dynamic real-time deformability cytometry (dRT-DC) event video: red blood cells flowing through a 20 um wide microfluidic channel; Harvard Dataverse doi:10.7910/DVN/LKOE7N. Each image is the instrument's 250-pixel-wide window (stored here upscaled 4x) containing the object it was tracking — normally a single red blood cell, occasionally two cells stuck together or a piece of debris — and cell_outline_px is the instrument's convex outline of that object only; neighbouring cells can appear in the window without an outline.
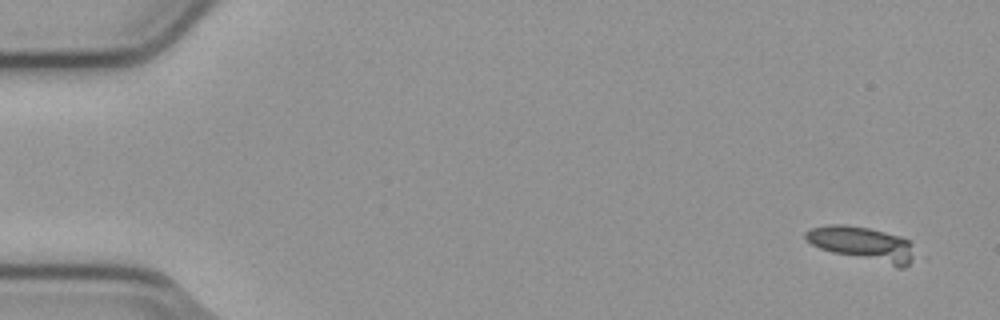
{"species": "common noctule bat (a hibernating species)", "species_latin": "Nyctalus noctula", "temperature_condition": "cold", "stored_images_in_passage": 13, "camera_frame_rate_fps": 3000, "um_per_image_px": 0.085, "animal": {"sex": "male", "body_mass_g": 23.1, "forearm_length_mm": 52.7}, "frame": {"image": 1, "passage_image": 1, "time_ms": 0.0, "image_size_px": [1000, 320], "cell_outline_px": [[912, 256], [908, 264], [904, 268], [896, 268], [832, 252], [820, 248], [812, 244], [804, 236], [804, 232], [812, 228], [828, 224], [844, 224], [868, 228], [900, 236], [908, 240], [912, 244]], "centroid_in_image_um": [73.31, 20.74], "position_along_channel_um": 11.7, "area_um2": 21.79}}